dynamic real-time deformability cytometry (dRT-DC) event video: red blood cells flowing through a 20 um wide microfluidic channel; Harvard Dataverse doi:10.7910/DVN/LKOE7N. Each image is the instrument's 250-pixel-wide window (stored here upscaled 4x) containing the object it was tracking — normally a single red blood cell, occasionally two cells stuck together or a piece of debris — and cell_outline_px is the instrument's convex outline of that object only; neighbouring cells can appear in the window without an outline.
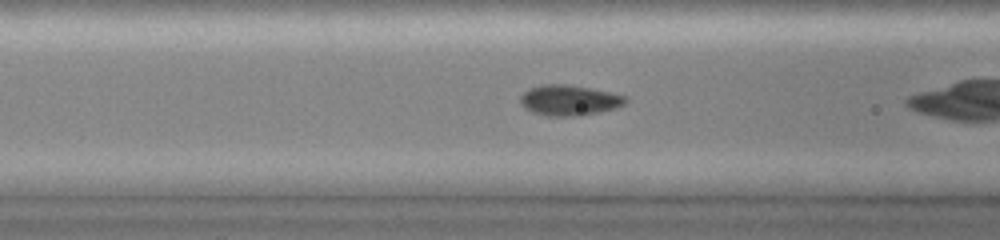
{"species": "common noctule bat (a hibernating species)", "species_latin": "Nyctalus noctula", "temperature_condition": "cold", "stored_images_in_passage": 30, "camera_frame_rate_fps": 3000, "um_per_image_px": 0.085, "animal": {"sex": "female", "body_mass_g": 19.0, "forearm_length_mm": 51.5}, "frame": {"image": 1, "passage_image": 10, "time_ms": 3.0, "image_size_px": [1000, 240], "cell_outline_px": [[628, 100], [624, 104], [616, 108], [580, 116], [548, 116], [532, 112], [524, 108], [520, 104], [520, 96], [528, 88], [544, 84], [564, 84], [592, 88], [624, 96]], "centroid_in_image_um": [48.34, 8.52], "position_along_channel_um": 118.3, "area_um2": 18.73}}
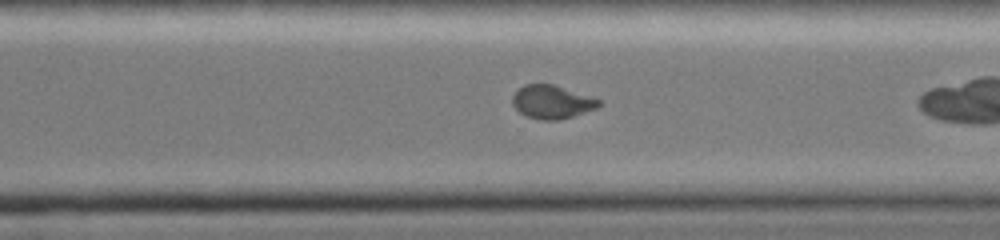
{"frame": {"image": 2, "passage_image": 25, "time_ms": 8.0, "image_size_px": [1000, 240], "cell_outline_px": [[600, 104], [596, 108], [560, 120], [544, 120], [528, 116], [520, 112], [512, 104], [512, 96], [524, 84], [552, 84], [600, 100]], "centroid_in_image_um": [46.88, 8.66], "position_along_channel_um": 323.7, "area_um2": 16.36}}
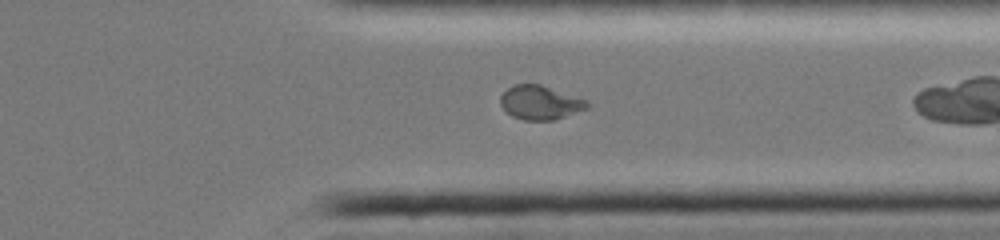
{"frame": {"image": 3, "passage_image": 28, "time_ms": 9.0, "image_size_px": [1000, 240], "cell_outline_px": [[588, 108], [552, 120], [524, 120], [512, 116], [500, 104], [500, 96], [512, 84], [540, 84], [588, 100]], "centroid_in_image_um": [45.9, 8.7], "position_along_channel_um": 365.5, "area_um2": 16.99}}